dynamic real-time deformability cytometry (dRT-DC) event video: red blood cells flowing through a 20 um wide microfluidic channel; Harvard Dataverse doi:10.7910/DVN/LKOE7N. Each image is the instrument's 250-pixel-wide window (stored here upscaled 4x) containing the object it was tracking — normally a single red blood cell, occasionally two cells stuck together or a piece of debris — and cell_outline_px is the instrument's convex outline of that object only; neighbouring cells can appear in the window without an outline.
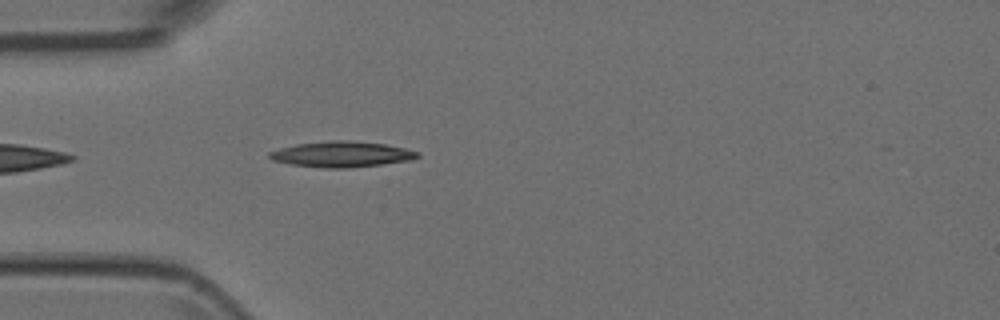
{"species": "Egyptian fruit bat (a non-hibernating species)", "species_latin": "Rousettus aegyptiacus", "temperature_condition": "room temperature", "stored_images_in_passage": 5, "camera_frame_rate_fps": 3000, "um_per_image_px": 0.085, "animal": {"sex": "female"}, "frame": {"image": 1, "passage_image": 5, "time_ms": 1.333, "image_size_px": [1000, 320], "cell_outline_px": [[420, 156], [408, 160], [380, 164], [348, 168], [324, 168], [292, 164], [272, 160], [268, 156], [268, 152], [280, 148], [296, 144], [332, 140], [348, 140], [384, 144], [404, 148], [420, 152]], "centroid_in_image_um": [29.01, 13.1], "position_along_channel_um": 56.0, "area_um2": 21.96}}